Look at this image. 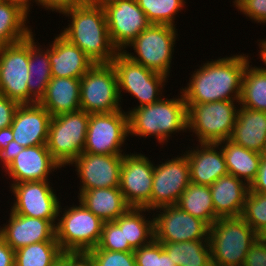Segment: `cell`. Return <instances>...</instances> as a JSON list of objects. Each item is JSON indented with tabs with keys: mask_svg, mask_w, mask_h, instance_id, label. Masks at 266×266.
I'll list each match as a JSON object with an SVG mask.
<instances>
[{
	"mask_svg": "<svg viewBox=\"0 0 266 266\" xmlns=\"http://www.w3.org/2000/svg\"><path fill=\"white\" fill-rule=\"evenodd\" d=\"M211 60L196 69L187 86L181 87L186 104L240 100L244 70L250 62L248 55L236 54Z\"/></svg>",
	"mask_w": 266,
	"mask_h": 266,
	"instance_id": "6da1fadb",
	"label": "cell"
},
{
	"mask_svg": "<svg viewBox=\"0 0 266 266\" xmlns=\"http://www.w3.org/2000/svg\"><path fill=\"white\" fill-rule=\"evenodd\" d=\"M72 21L60 34L78 46L95 64L111 63L119 52L111 42L103 7L77 5L64 11Z\"/></svg>",
	"mask_w": 266,
	"mask_h": 266,
	"instance_id": "7a4b0ae2",
	"label": "cell"
},
{
	"mask_svg": "<svg viewBox=\"0 0 266 266\" xmlns=\"http://www.w3.org/2000/svg\"><path fill=\"white\" fill-rule=\"evenodd\" d=\"M180 97L161 98L159 101L128 110L129 135L154 136L160 144L168 142L172 133L187 130V105Z\"/></svg>",
	"mask_w": 266,
	"mask_h": 266,
	"instance_id": "3957f363",
	"label": "cell"
},
{
	"mask_svg": "<svg viewBox=\"0 0 266 266\" xmlns=\"http://www.w3.org/2000/svg\"><path fill=\"white\" fill-rule=\"evenodd\" d=\"M259 235L241 217L218 218L209 228L208 243L215 266H243Z\"/></svg>",
	"mask_w": 266,
	"mask_h": 266,
	"instance_id": "277c9868",
	"label": "cell"
},
{
	"mask_svg": "<svg viewBox=\"0 0 266 266\" xmlns=\"http://www.w3.org/2000/svg\"><path fill=\"white\" fill-rule=\"evenodd\" d=\"M239 100H222L187 105V130L198 143H219L230 139L237 120ZM237 106V107H236Z\"/></svg>",
	"mask_w": 266,
	"mask_h": 266,
	"instance_id": "5b68a950",
	"label": "cell"
},
{
	"mask_svg": "<svg viewBox=\"0 0 266 266\" xmlns=\"http://www.w3.org/2000/svg\"><path fill=\"white\" fill-rule=\"evenodd\" d=\"M78 205L64 208V213L61 204L59 207L55 238L63 252H88L101 237L104 222L80 201Z\"/></svg>",
	"mask_w": 266,
	"mask_h": 266,
	"instance_id": "8992f818",
	"label": "cell"
},
{
	"mask_svg": "<svg viewBox=\"0 0 266 266\" xmlns=\"http://www.w3.org/2000/svg\"><path fill=\"white\" fill-rule=\"evenodd\" d=\"M176 30L171 25L151 24L127 45L133 48L136 55L127 50L123 52L134 62L169 77L172 53L178 37Z\"/></svg>",
	"mask_w": 266,
	"mask_h": 266,
	"instance_id": "52a82bcc",
	"label": "cell"
},
{
	"mask_svg": "<svg viewBox=\"0 0 266 266\" xmlns=\"http://www.w3.org/2000/svg\"><path fill=\"white\" fill-rule=\"evenodd\" d=\"M88 124L89 114L83 110L51 118L46 145L61 167L70 166L84 151Z\"/></svg>",
	"mask_w": 266,
	"mask_h": 266,
	"instance_id": "ba28073f",
	"label": "cell"
},
{
	"mask_svg": "<svg viewBox=\"0 0 266 266\" xmlns=\"http://www.w3.org/2000/svg\"><path fill=\"white\" fill-rule=\"evenodd\" d=\"M118 80L112 63L94 64L80 78V108L88 114L122 110Z\"/></svg>",
	"mask_w": 266,
	"mask_h": 266,
	"instance_id": "9c48e42d",
	"label": "cell"
},
{
	"mask_svg": "<svg viewBox=\"0 0 266 266\" xmlns=\"http://www.w3.org/2000/svg\"><path fill=\"white\" fill-rule=\"evenodd\" d=\"M115 68L120 100L121 92L130 93L138 99L141 107L159 101L168 77L134 62L123 51H119L111 62ZM167 80V81H166Z\"/></svg>",
	"mask_w": 266,
	"mask_h": 266,
	"instance_id": "30bf717a",
	"label": "cell"
},
{
	"mask_svg": "<svg viewBox=\"0 0 266 266\" xmlns=\"http://www.w3.org/2000/svg\"><path fill=\"white\" fill-rule=\"evenodd\" d=\"M129 135L128 114L123 109L111 113L89 114L84 151L91 154L124 155ZM123 145V146H122Z\"/></svg>",
	"mask_w": 266,
	"mask_h": 266,
	"instance_id": "8fae6325",
	"label": "cell"
},
{
	"mask_svg": "<svg viewBox=\"0 0 266 266\" xmlns=\"http://www.w3.org/2000/svg\"><path fill=\"white\" fill-rule=\"evenodd\" d=\"M160 163H154L151 200L143 207L150 211L176 205L190 183V165L185 153Z\"/></svg>",
	"mask_w": 266,
	"mask_h": 266,
	"instance_id": "7c38bea8",
	"label": "cell"
},
{
	"mask_svg": "<svg viewBox=\"0 0 266 266\" xmlns=\"http://www.w3.org/2000/svg\"><path fill=\"white\" fill-rule=\"evenodd\" d=\"M29 37L0 48V94L29 104Z\"/></svg>",
	"mask_w": 266,
	"mask_h": 266,
	"instance_id": "4fadbf2b",
	"label": "cell"
},
{
	"mask_svg": "<svg viewBox=\"0 0 266 266\" xmlns=\"http://www.w3.org/2000/svg\"><path fill=\"white\" fill-rule=\"evenodd\" d=\"M154 211L160 212L159 214L153 212L155 240L157 242L176 243L208 240L210 227L201 219L181 210L177 205L160 207Z\"/></svg>",
	"mask_w": 266,
	"mask_h": 266,
	"instance_id": "5bb4252c",
	"label": "cell"
},
{
	"mask_svg": "<svg viewBox=\"0 0 266 266\" xmlns=\"http://www.w3.org/2000/svg\"><path fill=\"white\" fill-rule=\"evenodd\" d=\"M15 200L11 211L23 216L57 220L60 199L50 181H30L10 185Z\"/></svg>",
	"mask_w": 266,
	"mask_h": 266,
	"instance_id": "9a60e30c",
	"label": "cell"
},
{
	"mask_svg": "<svg viewBox=\"0 0 266 266\" xmlns=\"http://www.w3.org/2000/svg\"><path fill=\"white\" fill-rule=\"evenodd\" d=\"M109 36L118 51H123L151 23L136 0H115L103 7Z\"/></svg>",
	"mask_w": 266,
	"mask_h": 266,
	"instance_id": "2e32d148",
	"label": "cell"
},
{
	"mask_svg": "<svg viewBox=\"0 0 266 266\" xmlns=\"http://www.w3.org/2000/svg\"><path fill=\"white\" fill-rule=\"evenodd\" d=\"M153 163L141 153L123 155L119 188L131 207L143 208L151 200Z\"/></svg>",
	"mask_w": 266,
	"mask_h": 266,
	"instance_id": "e0dca14e",
	"label": "cell"
},
{
	"mask_svg": "<svg viewBox=\"0 0 266 266\" xmlns=\"http://www.w3.org/2000/svg\"><path fill=\"white\" fill-rule=\"evenodd\" d=\"M122 162L123 155L82 152L70 165L75 166L80 179L79 191H85L119 187Z\"/></svg>",
	"mask_w": 266,
	"mask_h": 266,
	"instance_id": "ac0fdd59",
	"label": "cell"
},
{
	"mask_svg": "<svg viewBox=\"0 0 266 266\" xmlns=\"http://www.w3.org/2000/svg\"><path fill=\"white\" fill-rule=\"evenodd\" d=\"M8 224L0 226V237L14 250L42 241H57V220L23 216L10 210Z\"/></svg>",
	"mask_w": 266,
	"mask_h": 266,
	"instance_id": "d6986e66",
	"label": "cell"
},
{
	"mask_svg": "<svg viewBox=\"0 0 266 266\" xmlns=\"http://www.w3.org/2000/svg\"><path fill=\"white\" fill-rule=\"evenodd\" d=\"M61 165L52 157L47 145L24 147L10 165L3 170L12 178L11 184L48 181L52 171L61 169Z\"/></svg>",
	"mask_w": 266,
	"mask_h": 266,
	"instance_id": "ffe728a7",
	"label": "cell"
},
{
	"mask_svg": "<svg viewBox=\"0 0 266 266\" xmlns=\"http://www.w3.org/2000/svg\"><path fill=\"white\" fill-rule=\"evenodd\" d=\"M51 118L39 103L20 104L10 126L13 140L23 147L46 145Z\"/></svg>",
	"mask_w": 266,
	"mask_h": 266,
	"instance_id": "44dd1931",
	"label": "cell"
},
{
	"mask_svg": "<svg viewBox=\"0 0 266 266\" xmlns=\"http://www.w3.org/2000/svg\"><path fill=\"white\" fill-rule=\"evenodd\" d=\"M185 154L190 165L191 183L210 186L229 174L218 143H199L195 149L186 150Z\"/></svg>",
	"mask_w": 266,
	"mask_h": 266,
	"instance_id": "7402d4cb",
	"label": "cell"
},
{
	"mask_svg": "<svg viewBox=\"0 0 266 266\" xmlns=\"http://www.w3.org/2000/svg\"><path fill=\"white\" fill-rule=\"evenodd\" d=\"M52 77L80 79L95 63L61 34L49 44Z\"/></svg>",
	"mask_w": 266,
	"mask_h": 266,
	"instance_id": "603a6c76",
	"label": "cell"
},
{
	"mask_svg": "<svg viewBox=\"0 0 266 266\" xmlns=\"http://www.w3.org/2000/svg\"><path fill=\"white\" fill-rule=\"evenodd\" d=\"M210 187L215 214L221 217L241 216L250 187L234 175H225Z\"/></svg>",
	"mask_w": 266,
	"mask_h": 266,
	"instance_id": "cb8c5ba5",
	"label": "cell"
},
{
	"mask_svg": "<svg viewBox=\"0 0 266 266\" xmlns=\"http://www.w3.org/2000/svg\"><path fill=\"white\" fill-rule=\"evenodd\" d=\"M51 116L81 110L80 79L52 77L38 102Z\"/></svg>",
	"mask_w": 266,
	"mask_h": 266,
	"instance_id": "d4e9b609",
	"label": "cell"
},
{
	"mask_svg": "<svg viewBox=\"0 0 266 266\" xmlns=\"http://www.w3.org/2000/svg\"><path fill=\"white\" fill-rule=\"evenodd\" d=\"M238 108V116L230 140L262 154L266 147V112Z\"/></svg>",
	"mask_w": 266,
	"mask_h": 266,
	"instance_id": "484cf974",
	"label": "cell"
},
{
	"mask_svg": "<svg viewBox=\"0 0 266 266\" xmlns=\"http://www.w3.org/2000/svg\"><path fill=\"white\" fill-rule=\"evenodd\" d=\"M78 201L103 222L115 221L131 206L125 201L119 187L79 191Z\"/></svg>",
	"mask_w": 266,
	"mask_h": 266,
	"instance_id": "4316f807",
	"label": "cell"
},
{
	"mask_svg": "<svg viewBox=\"0 0 266 266\" xmlns=\"http://www.w3.org/2000/svg\"><path fill=\"white\" fill-rule=\"evenodd\" d=\"M218 144L223 151L228 173L250 186L257 176L263 155L237 145L230 139Z\"/></svg>",
	"mask_w": 266,
	"mask_h": 266,
	"instance_id": "83f0119b",
	"label": "cell"
},
{
	"mask_svg": "<svg viewBox=\"0 0 266 266\" xmlns=\"http://www.w3.org/2000/svg\"><path fill=\"white\" fill-rule=\"evenodd\" d=\"M35 34L29 36V76L27 86L29 89V104L38 103L44 96L49 81L52 78L49 60V46L40 48L36 44ZM43 49V50H42Z\"/></svg>",
	"mask_w": 266,
	"mask_h": 266,
	"instance_id": "f1b7e54d",
	"label": "cell"
},
{
	"mask_svg": "<svg viewBox=\"0 0 266 266\" xmlns=\"http://www.w3.org/2000/svg\"><path fill=\"white\" fill-rule=\"evenodd\" d=\"M29 12L20 4L0 0V48L20 42L33 32L26 25Z\"/></svg>",
	"mask_w": 266,
	"mask_h": 266,
	"instance_id": "f546056e",
	"label": "cell"
},
{
	"mask_svg": "<svg viewBox=\"0 0 266 266\" xmlns=\"http://www.w3.org/2000/svg\"><path fill=\"white\" fill-rule=\"evenodd\" d=\"M144 212L151 211L131 207L114 221L119 227H124L125 243H129L134 250L148 245L155 239L154 217L146 219Z\"/></svg>",
	"mask_w": 266,
	"mask_h": 266,
	"instance_id": "4dcf8cb0",
	"label": "cell"
},
{
	"mask_svg": "<svg viewBox=\"0 0 266 266\" xmlns=\"http://www.w3.org/2000/svg\"><path fill=\"white\" fill-rule=\"evenodd\" d=\"M181 210L204 221L209 227L219 218L215 214L208 185L189 183L176 204Z\"/></svg>",
	"mask_w": 266,
	"mask_h": 266,
	"instance_id": "1f68e13d",
	"label": "cell"
},
{
	"mask_svg": "<svg viewBox=\"0 0 266 266\" xmlns=\"http://www.w3.org/2000/svg\"><path fill=\"white\" fill-rule=\"evenodd\" d=\"M240 107L266 112V72L247 64L241 87Z\"/></svg>",
	"mask_w": 266,
	"mask_h": 266,
	"instance_id": "d6a6232c",
	"label": "cell"
},
{
	"mask_svg": "<svg viewBox=\"0 0 266 266\" xmlns=\"http://www.w3.org/2000/svg\"><path fill=\"white\" fill-rule=\"evenodd\" d=\"M162 247L177 266H208L212 262L208 240L162 243Z\"/></svg>",
	"mask_w": 266,
	"mask_h": 266,
	"instance_id": "836d02e7",
	"label": "cell"
},
{
	"mask_svg": "<svg viewBox=\"0 0 266 266\" xmlns=\"http://www.w3.org/2000/svg\"><path fill=\"white\" fill-rule=\"evenodd\" d=\"M63 253L57 241L32 243L15 251L14 266H52Z\"/></svg>",
	"mask_w": 266,
	"mask_h": 266,
	"instance_id": "e575fe53",
	"label": "cell"
},
{
	"mask_svg": "<svg viewBox=\"0 0 266 266\" xmlns=\"http://www.w3.org/2000/svg\"><path fill=\"white\" fill-rule=\"evenodd\" d=\"M151 24L176 27V14L183 10L185 0H136Z\"/></svg>",
	"mask_w": 266,
	"mask_h": 266,
	"instance_id": "d590c367",
	"label": "cell"
},
{
	"mask_svg": "<svg viewBox=\"0 0 266 266\" xmlns=\"http://www.w3.org/2000/svg\"><path fill=\"white\" fill-rule=\"evenodd\" d=\"M241 217L262 237L266 236V194L249 191Z\"/></svg>",
	"mask_w": 266,
	"mask_h": 266,
	"instance_id": "8d00e7d4",
	"label": "cell"
},
{
	"mask_svg": "<svg viewBox=\"0 0 266 266\" xmlns=\"http://www.w3.org/2000/svg\"><path fill=\"white\" fill-rule=\"evenodd\" d=\"M93 249L134 252L130 244L125 243L124 227H119L114 221L104 222L100 240Z\"/></svg>",
	"mask_w": 266,
	"mask_h": 266,
	"instance_id": "74e56055",
	"label": "cell"
},
{
	"mask_svg": "<svg viewBox=\"0 0 266 266\" xmlns=\"http://www.w3.org/2000/svg\"><path fill=\"white\" fill-rule=\"evenodd\" d=\"M95 266H136L133 252L91 249L88 251Z\"/></svg>",
	"mask_w": 266,
	"mask_h": 266,
	"instance_id": "f35d334b",
	"label": "cell"
},
{
	"mask_svg": "<svg viewBox=\"0 0 266 266\" xmlns=\"http://www.w3.org/2000/svg\"><path fill=\"white\" fill-rule=\"evenodd\" d=\"M234 7L240 10L246 18L260 24L266 23V0H239Z\"/></svg>",
	"mask_w": 266,
	"mask_h": 266,
	"instance_id": "ab89813d",
	"label": "cell"
},
{
	"mask_svg": "<svg viewBox=\"0 0 266 266\" xmlns=\"http://www.w3.org/2000/svg\"><path fill=\"white\" fill-rule=\"evenodd\" d=\"M136 266H158L159 242L155 239L148 245L134 250Z\"/></svg>",
	"mask_w": 266,
	"mask_h": 266,
	"instance_id": "60d3db41",
	"label": "cell"
},
{
	"mask_svg": "<svg viewBox=\"0 0 266 266\" xmlns=\"http://www.w3.org/2000/svg\"><path fill=\"white\" fill-rule=\"evenodd\" d=\"M243 266H266V237L259 236L250 246Z\"/></svg>",
	"mask_w": 266,
	"mask_h": 266,
	"instance_id": "b9f144b4",
	"label": "cell"
},
{
	"mask_svg": "<svg viewBox=\"0 0 266 266\" xmlns=\"http://www.w3.org/2000/svg\"><path fill=\"white\" fill-rule=\"evenodd\" d=\"M19 105L17 101L0 94V129L11 126L15 111Z\"/></svg>",
	"mask_w": 266,
	"mask_h": 266,
	"instance_id": "7bdbcfd3",
	"label": "cell"
},
{
	"mask_svg": "<svg viewBox=\"0 0 266 266\" xmlns=\"http://www.w3.org/2000/svg\"><path fill=\"white\" fill-rule=\"evenodd\" d=\"M38 6H43L46 10L59 12L60 14L77 5L82 4L81 0H34Z\"/></svg>",
	"mask_w": 266,
	"mask_h": 266,
	"instance_id": "ee69618b",
	"label": "cell"
},
{
	"mask_svg": "<svg viewBox=\"0 0 266 266\" xmlns=\"http://www.w3.org/2000/svg\"><path fill=\"white\" fill-rule=\"evenodd\" d=\"M66 266H95L88 252H66Z\"/></svg>",
	"mask_w": 266,
	"mask_h": 266,
	"instance_id": "f6af8a7d",
	"label": "cell"
},
{
	"mask_svg": "<svg viewBox=\"0 0 266 266\" xmlns=\"http://www.w3.org/2000/svg\"><path fill=\"white\" fill-rule=\"evenodd\" d=\"M23 146L16 141L9 142L7 147L0 152V161L3 164L4 170L10 165L14 158L23 150Z\"/></svg>",
	"mask_w": 266,
	"mask_h": 266,
	"instance_id": "bcb514c9",
	"label": "cell"
},
{
	"mask_svg": "<svg viewBox=\"0 0 266 266\" xmlns=\"http://www.w3.org/2000/svg\"><path fill=\"white\" fill-rule=\"evenodd\" d=\"M253 192L266 194V157L263 156L255 180L249 186Z\"/></svg>",
	"mask_w": 266,
	"mask_h": 266,
	"instance_id": "7dc6e473",
	"label": "cell"
},
{
	"mask_svg": "<svg viewBox=\"0 0 266 266\" xmlns=\"http://www.w3.org/2000/svg\"><path fill=\"white\" fill-rule=\"evenodd\" d=\"M15 251L0 237V266H14Z\"/></svg>",
	"mask_w": 266,
	"mask_h": 266,
	"instance_id": "c3c4849f",
	"label": "cell"
},
{
	"mask_svg": "<svg viewBox=\"0 0 266 266\" xmlns=\"http://www.w3.org/2000/svg\"><path fill=\"white\" fill-rule=\"evenodd\" d=\"M13 140L11 127L0 129V152Z\"/></svg>",
	"mask_w": 266,
	"mask_h": 266,
	"instance_id": "681fc988",
	"label": "cell"
},
{
	"mask_svg": "<svg viewBox=\"0 0 266 266\" xmlns=\"http://www.w3.org/2000/svg\"><path fill=\"white\" fill-rule=\"evenodd\" d=\"M158 266H177L171 257L163 250L162 243H159V264Z\"/></svg>",
	"mask_w": 266,
	"mask_h": 266,
	"instance_id": "f907efd6",
	"label": "cell"
},
{
	"mask_svg": "<svg viewBox=\"0 0 266 266\" xmlns=\"http://www.w3.org/2000/svg\"><path fill=\"white\" fill-rule=\"evenodd\" d=\"M115 0H81V3L86 6L104 7Z\"/></svg>",
	"mask_w": 266,
	"mask_h": 266,
	"instance_id": "816d5d0a",
	"label": "cell"
},
{
	"mask_svg": "<svg viewBox=\"0 0 266 266\" xmlns=\"http://www.w3.org/2000/svg\"><path fill=\"white\" fill-rule=\"evenodd\" d=\"M258 45H259V49L261 48L259 51L260 54H258L260 56L259 58H261V60L266 66V40L265 39L260 40ZM259 68L266 72V67H263V68L259 67Z\"/></svg>",
	"mask_w": 266,
	"mask_h": 266,
	"instance_id": "f5cc1de1",
	"label": "cell"
},
{
	"mask_svg": "<svg viewBox=\"0 0 266 266\" xmlns=\"http://www.w3.org/2000/svg\"><path fill=\"white\" fill-rule=\"evenodd\" d=\"M1 1H12V2H15V3H18L20 4L23 8H25L28 12H31L30 11V5L31 3L34 1V0H1ZM32 1V2H31Z\"/></svg>",
	"mask_w": 266,
	"mask_h": 266,
	"instance_id": "db71d44e",
	"label": "cell"
},
{
	"mask_svg": "<svg viewBox=\"0 0 266 266\" xmlns=\"http://www.w3.org/2000/svg\"><path fill=\"white\" fill-rule=\"evenodd\" d=\"M52 266H66V252H64L61 256V259L58 260L54 265Z\"/></svg>",
	"mask_w": 266,
	"mask_h": 266,
	"instance_id": "11a10c76",
	"label": "cell"
},
{
	"mask_svg": "<svg viewBox=\"0 0 266 266\" xmlns=\"http://www.w3.org/2000/svg\"><path fill=\"white\" fill-rule=\"evenodd\" d=\"M262 155L266 157V147H265V149H264Z\"/></svg>",
	"mask_w": 266,
	"mask_h": 266,
	"instance_id": "9f6ffc18",
	"label": "cell"
},
{
	"mask_svg": "<svg viewBox=\"0 0 266 266\" xmlns=\"http://www.w3.org/2000/svg\"><path fill=\"white\" fill-rule=\"evenodd\" d=\"M238 1H239V0H234V1H233V3H234L233 5H235Z\"/></svg>",
	"mask_w": 266,
	"mask_h": 266,
	"instance_id": "6f0895ef",
	"label": "cell"
},
{
	"mask_svg": "<svg viewBox=\"0 0 266 266\" xmlns=\"http://www.w3.org/2000/svg\"><path fill=\"white\" fill-rule=\"evenodd\" d=\"M208 266H215L212 262Z\"/></svg>",
	"mask_w": 266,
	"mask_h": 266,
	"instance_id": "680465c9",
	"label": "cell"
}]
</instances>
